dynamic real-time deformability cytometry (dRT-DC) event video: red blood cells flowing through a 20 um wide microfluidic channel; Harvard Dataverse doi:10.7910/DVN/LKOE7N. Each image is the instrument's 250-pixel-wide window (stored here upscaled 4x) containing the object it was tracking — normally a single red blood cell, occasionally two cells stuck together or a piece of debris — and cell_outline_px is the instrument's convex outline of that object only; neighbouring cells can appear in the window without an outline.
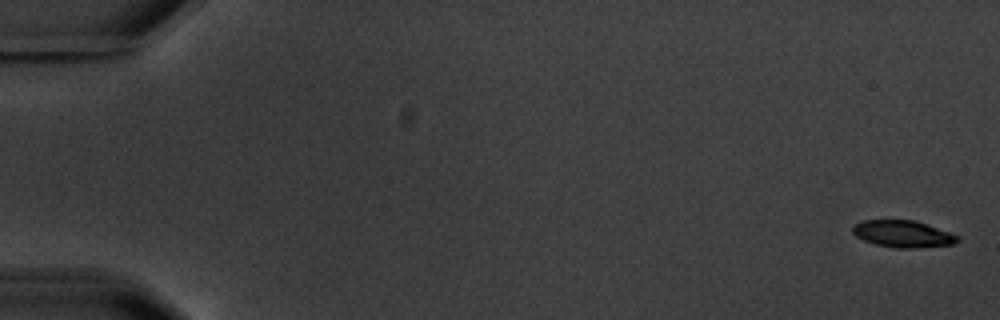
{"species": "common noctule bat (a hibernating species)", "species_latin": "Nyctalus noctula", "temperature_condition": "warm", "stored_images_in_passage": 5, "camera_frame_rate_fps": 3000, "um_per_image_px": 0.085, "animal": {"sex": "male", "body_mass_g": 20.1, "forearm_length_mm": 53.5}, "frame": {"image": 1, "passage_image": 1, "time_ms": 0.0, "image_size_px": [1000, 320], "cell_outline_px": [[960, 240], [956, 244], [916, 248], [896, 248], [876, 244], [864, 240], [856, 236], [852, 232], [852, 228], [856, 224], [864, 220], [916, 220], [960, 236]], "centroid_in_image_um": [76.79, 19.88], "position_along_channel_um": 8.2, "area_um2": 16.47}}
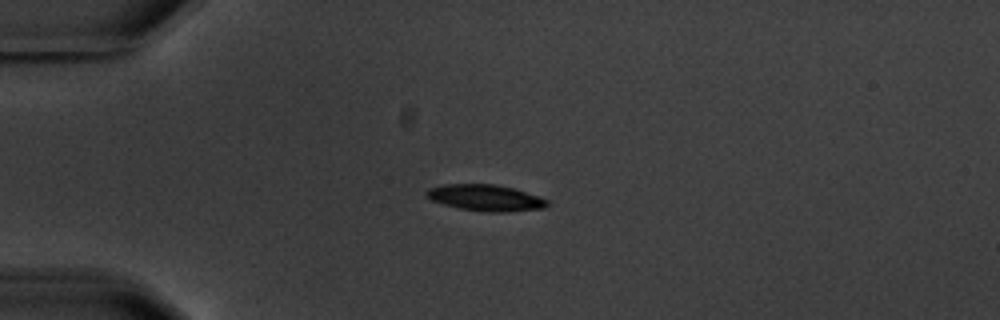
{"frame": {"image": 2, "passage_image": 5, "time_ms": 4.667, "image_size_px": [1000, 320], "cell_outline_px": [[548, 204], [544, 208], [504, 212], [492, 212], [460, 208], [444, 204], [432, 200], [424, 196], [424, 192], [428, 188], [444, 184], [492, 184], [512, 188], [540, 196], [548, 200]], "centroid_in_image_um": [41.24, 16.8], "position_along_channel_um": 43.8, "area_um2": 18.38}}